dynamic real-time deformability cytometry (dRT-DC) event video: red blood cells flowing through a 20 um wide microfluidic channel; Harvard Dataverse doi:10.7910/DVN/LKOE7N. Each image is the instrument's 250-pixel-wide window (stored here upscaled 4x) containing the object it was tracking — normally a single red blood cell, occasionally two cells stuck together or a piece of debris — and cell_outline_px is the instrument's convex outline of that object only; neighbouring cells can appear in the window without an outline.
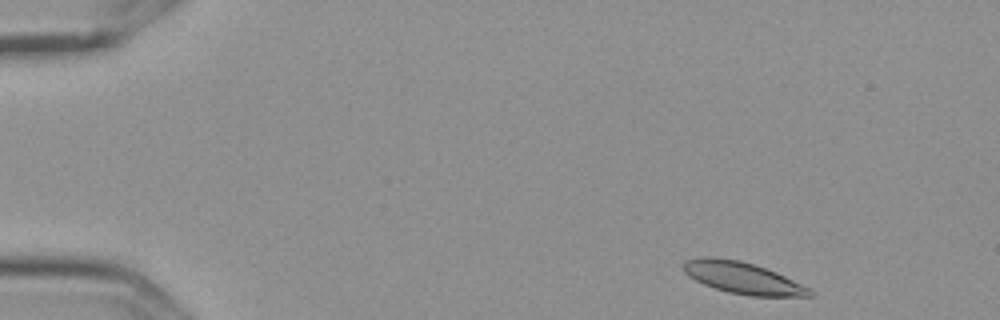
{"species": "Egyptian fruit bat (a non-hibernating species)", "species_latin": "Rousettus aegyptiacus", "temperature_condition": "cold", "stored_images_in_passage": 4, "camera_frame_rate_fps": 3000, "um_per_image_px": 0.085, "frame": {"image": 1, "passage_image": 1, "time_ms": 0.0, "image_size_px": [1000, 320], "cell_outline_px": [[816, 296], [752, 296], [728, 292], [704, 284], [688, 276], [680, 268], [684, 260], [700, 256], [712, 256], [740, 260], [776, 272], [812, 288], [816, 292]], "centroid_in_image_um": [63.13, 23.61], "position_along_channel_um": 21.9, "area_um2": 23.64}}
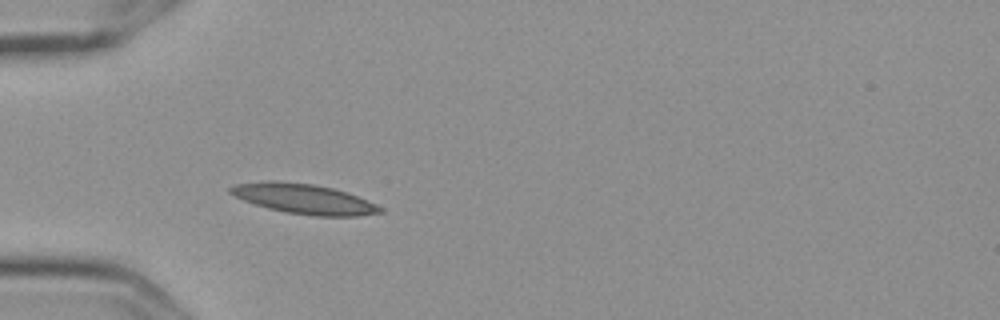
{"frame": {"image": 2, "passage_image": 4, "time_ms": 1.0, "image_size_px": [1000, 320], "cell_outline_px": [[384, 212], [360, 216], [316, 216], [284, 212], [268, 208], [244, 200], [228, 192], [228, 188], [236, 184], [268, 180], [272, 180], [312, 184], [332, 188], [348, 192], [368, 200], [384, 208]], "centroid_in_image_um": [25.87, 16.9], "position_along_channel_um": 59.1, "area_um2": 26.18}}